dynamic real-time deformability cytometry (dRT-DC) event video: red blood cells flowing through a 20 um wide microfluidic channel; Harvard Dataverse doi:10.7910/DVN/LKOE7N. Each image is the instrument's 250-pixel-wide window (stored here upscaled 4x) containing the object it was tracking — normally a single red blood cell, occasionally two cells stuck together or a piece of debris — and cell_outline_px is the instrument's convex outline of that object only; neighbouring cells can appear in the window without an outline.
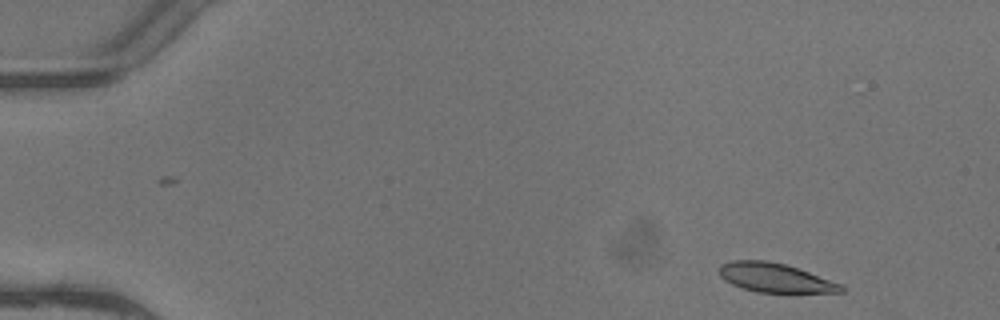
{"species": "common noctule bat (a hibernating species)", "species_latin": "Nyctalus noctula", "temperature_condition": "warm", "stored_images_in_passage": 3, "camera_frame_rate_fps": 3000, "um_per_image_px": 0.085, "animal": {"sex": "female"}, "frame": {"image": 1, "passage_image": 1, "time_ms": 0.0, "image_size_px": [1000, 320], "cell_outline_px": [[844, 292], [788, 296], [756, 292], [740, 288], [724, 280], [720, 276], [720, 264], [732, 260], [768, 260], [784, 264], [808, 272], [840, 284], [844, 288]], "centroid_in_image_um": [65.92, 23.68], "position_along_channel_um": 19.1, "area_um2": 21.68}}